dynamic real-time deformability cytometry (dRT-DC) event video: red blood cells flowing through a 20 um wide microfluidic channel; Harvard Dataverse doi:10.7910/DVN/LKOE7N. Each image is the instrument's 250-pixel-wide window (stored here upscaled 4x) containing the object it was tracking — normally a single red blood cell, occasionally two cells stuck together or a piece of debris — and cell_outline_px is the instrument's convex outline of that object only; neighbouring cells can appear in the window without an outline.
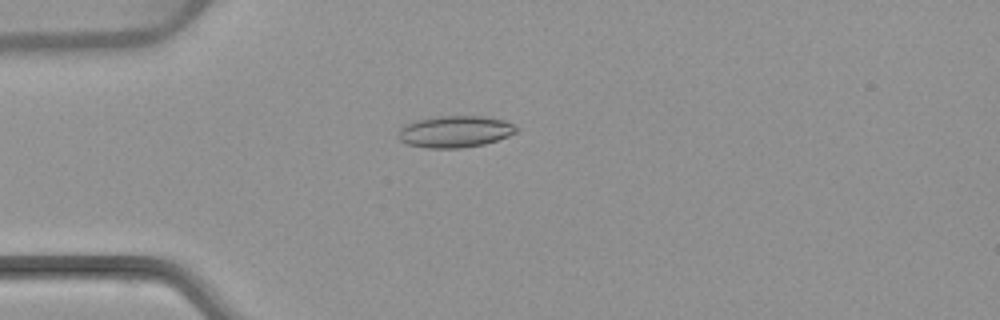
{"species": "common noctule bat (a hibernating species)", "species_latin": "Nyctalus noctula", "temperature_condition": "warm", "stored_images_in_passage": 4, "camera_frame_rate_fps": 3000, "um_per_image_px": 0.085, "animal": {"sex": "female", "body_mass_g": 22.7, "forearm_length_mm": 54.2}, "frame": {"image": 1, "passage_image": 2, "time_ms": 1.333, "image_size_px": [1000, 320], "cell_outline_px": [[520, 128], [516, 132], [508, 136], [484, 144], [460, 148], [428, 148], [408, 144], [400, 140], [396, 136], [400, 128], [404, 124], [416, 120], [436, 116], [484, 116], [504, 120]], "centroid_in_image_um": [38.65, 11.18], "position_along_channel_um": 46.3, "area_um2": 21.91}}
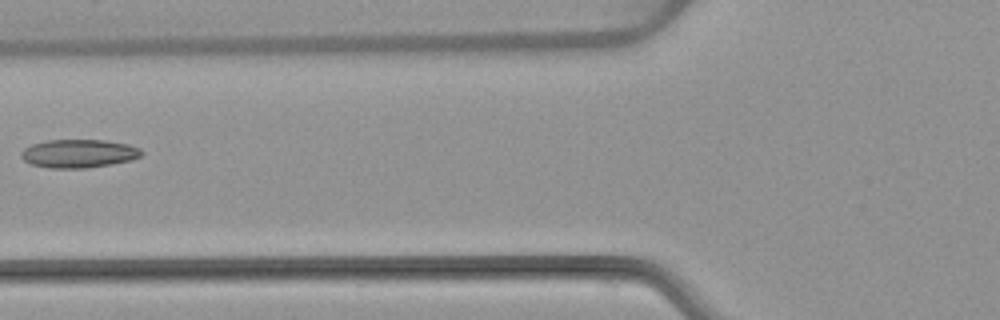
{"frame": {"image": 2, "passage_image": 4, "time_ms": 3.667, "image_size_px": [1000, 320], "cell_outline_px": [[144, 152], [140, 156], [132, 160], [112, 164], [88, 168], [48, 168], [32, 164], [24, 160], [20, 156], [20, 152], [24, 148], [32, 144], [48, 140], [104, 140], [128, 144], [140, 148]], "centroid_in_image_um": [6.7, 13.05], "position_along_channel_um": 119.1, "area_um2": 20.0}}